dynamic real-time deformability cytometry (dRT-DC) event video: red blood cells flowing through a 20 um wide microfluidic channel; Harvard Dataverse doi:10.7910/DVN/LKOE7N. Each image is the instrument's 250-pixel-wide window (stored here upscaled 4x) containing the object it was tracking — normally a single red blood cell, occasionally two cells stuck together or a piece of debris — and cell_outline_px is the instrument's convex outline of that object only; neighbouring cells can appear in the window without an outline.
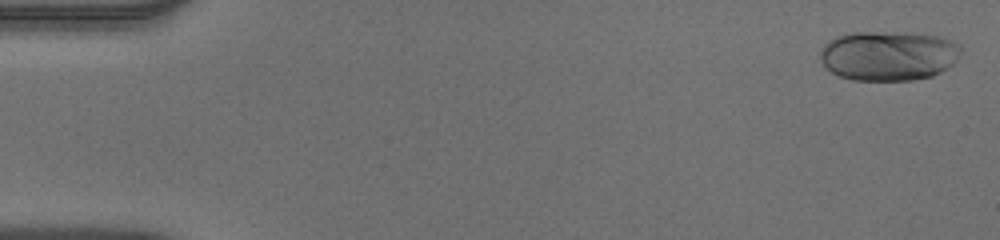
{"species": "human", "species_latin": "Homo sapiens", "temperature_condition": "warm", "stored_images_in_passage": 53, "camera_frame_rate_fps": 3000, "um_per_image_px": 0.085, "donor": {"sex": "male"}, "frame": {"image": 1, "passage_image": 2, "time_ms": 0.333, "image_size_px": [1000, 240], "cell_outline_px": [[960, 52], [956, 60], [952, 64], [940, 72], [932, 76], [912, 80], [852, 80], [840, 76], [832, 72], [820, 60], [820, 48], [828, 40], [836, 36], [852, 32], [908, 32], [940, 36], [960, 44]], "centroid_in_image_um": [75.5, 4.72], "position_along_channel_um": 9.5, "area_um2": 41.04}}
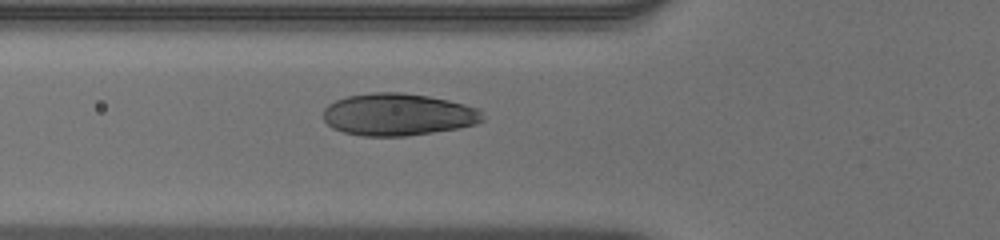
{"frame": {"image": 2, "passage_image": 20, "time_ms": 6.333, "image_size_px": [1000, 240], "cell_outline_px": [[484, 120], [476, 124], [456, 128], [432, 132], [404, 136], [360, 136], [344, 132], [332, 128], [324, 120], [324, 108], [328, 104], [336, 100], [348, 96], [372, 92], [404, 92], [428, 96], [448, 100], [464, 104], [476, 108], [484, 116]], "centroid_in_image_um": [33.81, 9.73], "position_along_channel_um": 92.0, "area_um2": 39.13}}
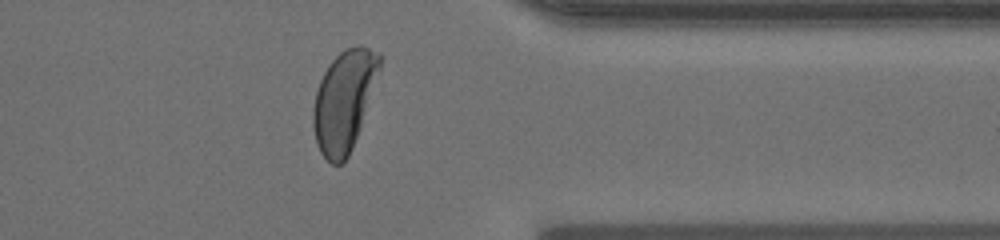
{"frame": {"image": 3, "passage_image": 43, "time_ms": 14.0, "image_size_px": [1000, 240], "cell_outline_px": [[380, 68], [352, 148], [348, 156], [340, 164], [332, 164], [320, 152], [316, 144], [312, 124], [312, 112], [316, 92], [320, 80], [328, 64], [344, 48], [360, 44], [380, 52]], "centroid_in_image_um": [29.21, 8.53], "position_along_channel_um": 382.2, "area_um2": 38.49}, "authors_computed_cell_mechanics": {"area_um2": 39.1884, "velocity_mm_per_s": 3.8994, "shape_relaxation_time_tau1_ms": 2.3692, "shape_relaxation_time_tau2_ms": null, "deformation_change_tau1": 0.1828, "deformation_change_tau2": null}}